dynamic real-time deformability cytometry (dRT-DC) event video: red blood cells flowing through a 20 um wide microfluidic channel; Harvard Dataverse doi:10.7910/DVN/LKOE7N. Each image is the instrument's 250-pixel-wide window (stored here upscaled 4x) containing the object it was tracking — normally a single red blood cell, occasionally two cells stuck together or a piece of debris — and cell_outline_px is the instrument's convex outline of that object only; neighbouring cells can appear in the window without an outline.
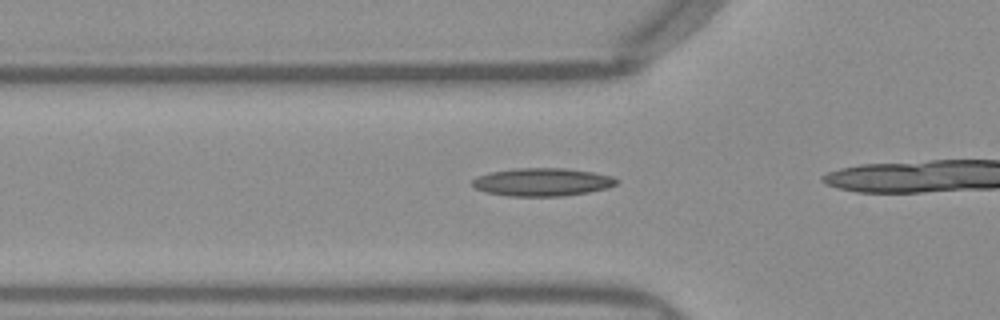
{"species": "Egyptian fruit bat (a non-hibernating species)", "species_latin": "Rousettus aegyptiacus", "temperature_condition": "warm", "stored_images_in_passage": 11, "camera_frame_rate_fps": 3000, "um_per_image_px": 0.085, "frame": {"image": 1, "passage_image": 4, "time_ms": 1.0, "image_size_px": [1000, 320], "cell_outline_px": [[620, 180], [616, 184], [608, 188], [588, 192], [560, 196], [508, 196], [484, 192], [476, 188], [472, 184], [472, 180], [476, 176], [488, 172], [516, 168], [564, 168], [592, 172], [612, 176]], "centroid_in_image_um": [46.07, 15.47], "position_along_channel_um": 79.7, "area_um2": 23.64}}
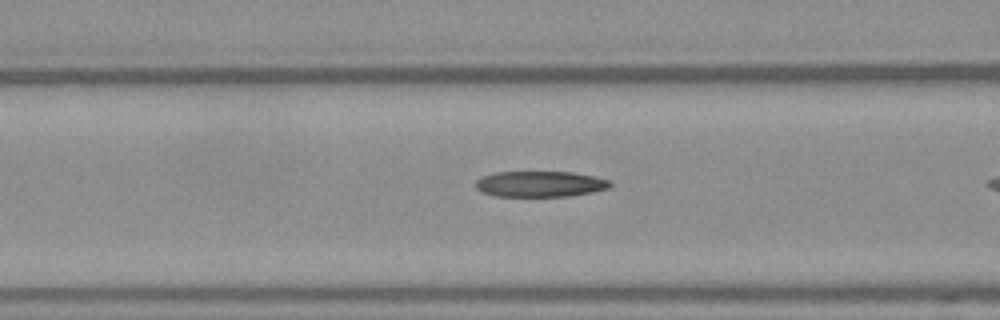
{"frame": {"image": 2, "passage_image": 7, "time_ms": 2.0, "image_size_px": [1000, 320], "cell_outline_px": [[612, 184], [608, 188], [592, 192], [568, 196], [496, 196], [484, 192], [476, 188], [476, 180], [484, 176], [496, 172], [572, 172], [612, 180]], "centroid_in_image_um": [45.94, 15.64], "position_along_channel_um": 120.7, "area_um2": 20.06}}
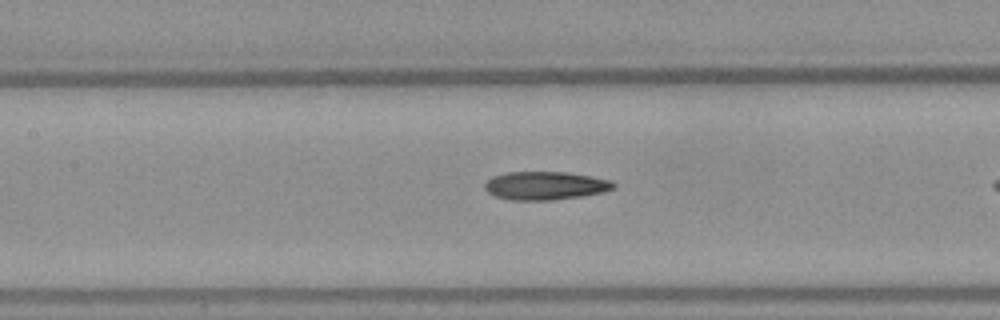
{"frame": {"image": 3, "passage_image": 10, "time_ms": 3.0, "image_size_px": [1000, 320], "cell_outline_px": [[616, 184], [612, 188], [604, 192], [580, 196], [552, 200], [512, 200], [496, 196], [488, 192], [484, 188], [484, 184], [492, 176], [508, 172], [568, 172], [592, 176], [612, 180]], "centroid_in_image_um": [46.36, 15.77], "position_along_channel_um": 161.0, "area_um2": 21.21}}